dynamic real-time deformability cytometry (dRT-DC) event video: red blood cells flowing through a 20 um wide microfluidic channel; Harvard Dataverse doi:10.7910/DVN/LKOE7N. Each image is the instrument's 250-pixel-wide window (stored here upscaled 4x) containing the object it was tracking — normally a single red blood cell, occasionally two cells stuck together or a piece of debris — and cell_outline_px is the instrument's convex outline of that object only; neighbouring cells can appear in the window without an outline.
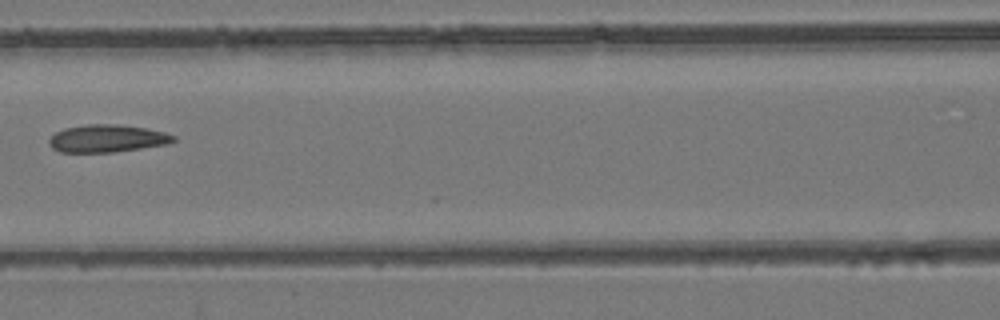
{"species": "common noctule bat (a hibernating species)", "species_latin": "Nyctalus noctula", "temperature_condition": "room temperature", "stored_images_in_passage": 8, "camera_frame_rate_fps": 3000, "um_per_image_px": 0.085, "animal": {"sex": "female", "body_mass_g": 24.6, "forearm_length_mm": 56.2}, "frame": {"image": 1, "passage_image": 7, "time_ms": 8.0, "image_size_px": [1000, 320], "cell_outline_px": [[176, 140], [168, 144], [112, 152], [60, 152], [52, 148], [48, 144], [48, 140], [56, 132], [64, 128], [88, 124], [116, 124], [148, 128], [164, 132], [176, 136]], "centroid_in_image_um": [9.11, 11.76], "position_along_channel_um": 157.5, "area_um2": 20.0}}
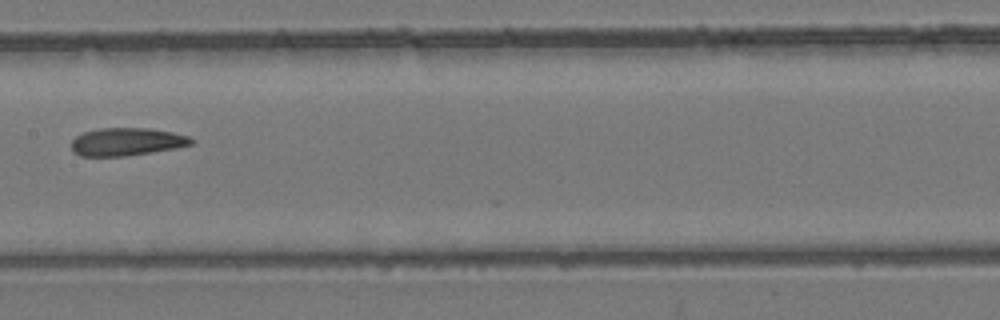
{"frame": {"image": 2, "passage_image": 8, "time_ms": 9.0, "image_size_px": [1000, 320], "cell_outline_px": [[196, 140], [192, 144], [176, 148], [124, 156], [80, 156], [72, 152], [72, 140], [76, 136], [84, 132], [100, 128], [148, 128], [172, 132], [188, 136]], "centroid_in_image_um": [10.76, 12.05], "position_along_channel_um": 196.6, "area_um2": 19.42}}